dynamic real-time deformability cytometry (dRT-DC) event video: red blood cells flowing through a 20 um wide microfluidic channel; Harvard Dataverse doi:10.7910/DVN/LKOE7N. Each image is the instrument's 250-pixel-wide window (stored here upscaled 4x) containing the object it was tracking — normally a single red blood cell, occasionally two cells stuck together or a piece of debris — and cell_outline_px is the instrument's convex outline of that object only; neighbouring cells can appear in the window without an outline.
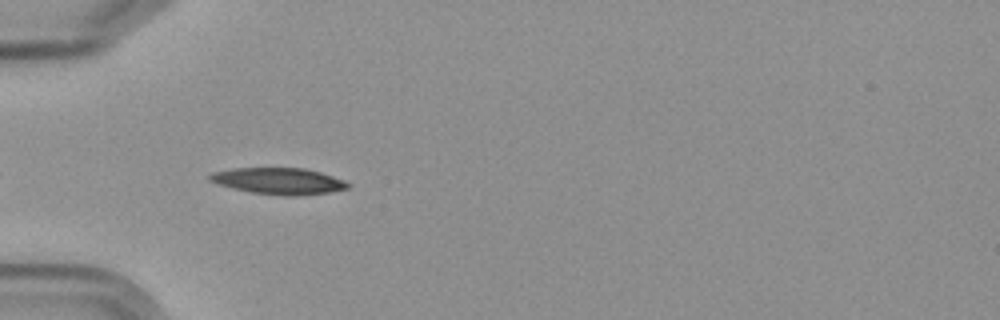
{"species": "Egyptian fruit bat (a non-hibernating species)", "species_latin": "Rousettus aegyptiacus", "temperature_condition": "cold", "stored_images_in_passage": 6, "camera_frame_rate_fps": 3000, "um_per_image_px": 0.085, "frame": {"image": 1, "passage_image": 5, "time_ms": 4.667, "image_size_px": [1000, 320], "cell_outline_px": [[352, 184], [348, 188], [328, 192], [296, 196], [284, 196], [252, 192], [232, 188], [216, 184], [208, 180], [208, 176], [212, 172], [232, 168], [304, 168], [320, 172], [344, 180]], "centroid_in_image_um": [23.66, 15.38], "position_along_channel_um": 61.3, "area_um2": 21.33}}
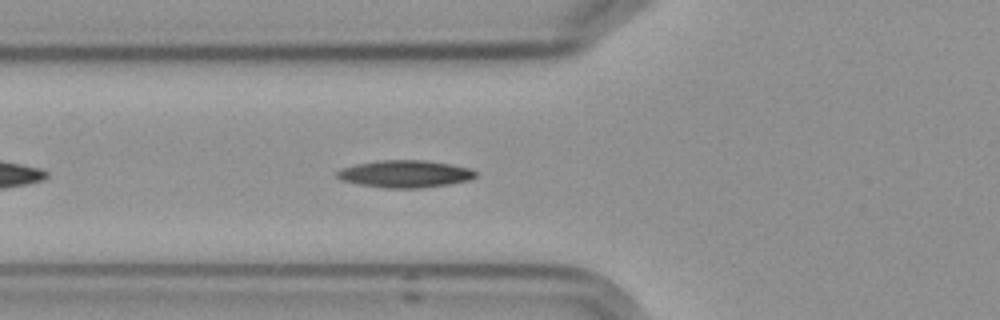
{"frame": {"image": 2, "passage_image": 6, "time_ms": 5.667, "image_size_px": [1000, 320], "cell_outline_px": [[476, 176], [468, 180], [448, 184], [420, 188], [384, 188], [356, 184], [340, 180], [336, 176], [336, 172], [340, 168], [356, 164], [376, 160], [428, 160], [468, 168], [476, 172]], "centroid_in_image_um": [34.35, 14.78], "position_along_channel_um": 91.5, "area_um2": 22.08}}